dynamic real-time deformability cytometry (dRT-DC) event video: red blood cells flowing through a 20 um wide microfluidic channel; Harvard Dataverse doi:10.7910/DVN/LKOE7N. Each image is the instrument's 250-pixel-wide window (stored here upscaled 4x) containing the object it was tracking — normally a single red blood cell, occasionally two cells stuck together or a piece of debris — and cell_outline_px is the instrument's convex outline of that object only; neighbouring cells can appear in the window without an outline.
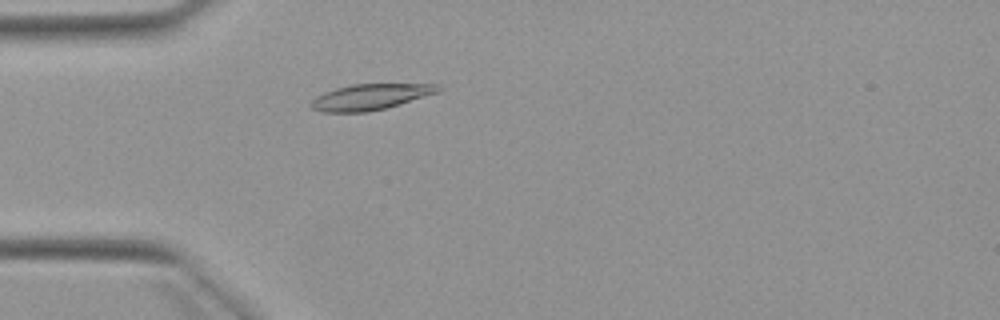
{"species": "Egyptian fruit bat (a non-hibernating species)", "species_latin": "Rousettus aegyptiacus", "temperature_condition": "warm", "stored_images_in_passage": 3, "camera_frame_rate_fps": 3000, "um_per_image_px": 0.085, "animal": {"sex": "female"}, "frame": {"image": 1, "passage_image": 3, "time_ms": 2.333, "image_size_px": [1000, 320], "cell_outline_px": [[444, 88], [440, 92], [400, 104], [368, 112], [320, 112], [312, 108], [308, 104], [316, 96], [324, 92], [336, 88], [352, 84], [440, 84]], "centroid_in_image_um": [31.5, 8.23], "position_along_channel_um": 53.5, "area_um2": 19.31}}